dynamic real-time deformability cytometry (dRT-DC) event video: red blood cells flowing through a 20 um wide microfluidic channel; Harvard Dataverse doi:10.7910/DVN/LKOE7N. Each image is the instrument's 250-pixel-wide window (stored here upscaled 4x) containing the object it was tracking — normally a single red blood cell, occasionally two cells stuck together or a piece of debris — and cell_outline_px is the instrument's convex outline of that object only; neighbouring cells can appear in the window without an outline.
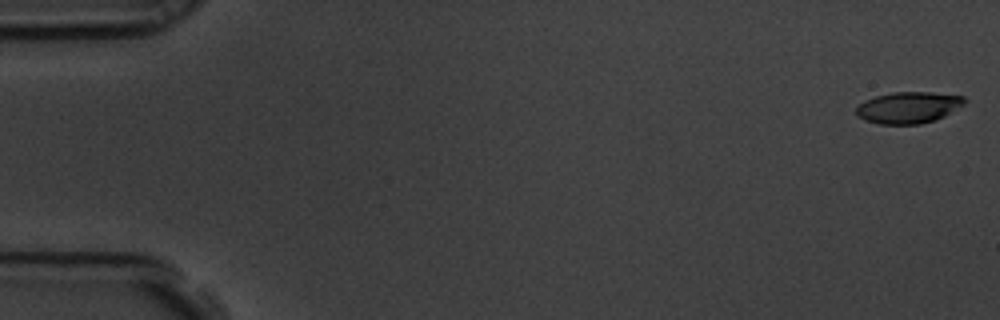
{"species": "common noctule bat (a hibernating species)", "species_latin": "Nyctalus noctula", "temperature_condition": "room temperature", "stored_images_in_passage": 18, "camera_frame_rate_fps": 3000, "um_per_image_px": 0.085, "animal": {"sex": "male", "body_mass_g": 19.5, "forearm_length_mm": 54.6}, "frame": {"image": 1, "passage_image": 1, "time_ms": 0.0, "image_size_px": [1000, 320], "cell_outline_px": [[968, 100], [964, 104], [944, 116], [936, 120], [920, 124], [880, 124], [864, 120], [856, 116], [856, 108], [864, 100], [876, 96], [892, 92], [932, 92], [964, 96]], "centroid_in_image_um": [77.22, 9.14], "position_along_channel_um": 7.8, "area_um2": 20.0}}
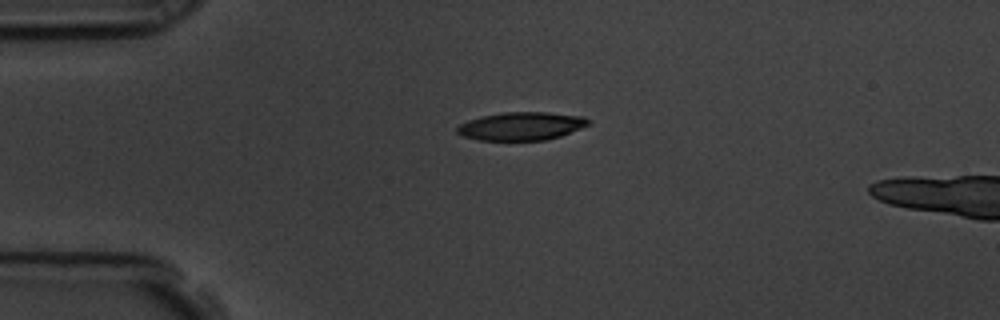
{"frame": {"image": 2, "passage_image": 14, "time_ms": 4.333, "image_size_px": [1000, 320], "cell_outline_px": [[588, 124], [580, 128], [560, 136], [544, 140], [480, 140], [464, 136], [456, 132], [456, 128], [460, 124], [468, 120], [480, 116], [504, 112], [548, 112], [584, 116], [588, 120]], "centroid_in_image_um": [44.28, 10.71], "position_along_channel_um": 40.7, "area_um2": 21.39}}